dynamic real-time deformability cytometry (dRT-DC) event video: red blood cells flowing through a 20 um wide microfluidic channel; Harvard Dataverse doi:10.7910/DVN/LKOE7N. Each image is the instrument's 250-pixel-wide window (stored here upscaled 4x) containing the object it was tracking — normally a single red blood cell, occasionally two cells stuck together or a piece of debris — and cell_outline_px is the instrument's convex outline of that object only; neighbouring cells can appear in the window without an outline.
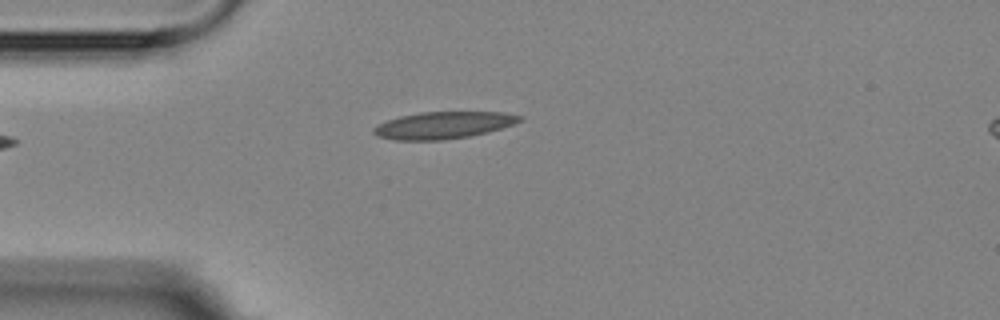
{"species": "Egyptian fruit bat (a non-hibernating species)", "species_latin": "Rousettus aegyptiacus", "temperature_condition": "room temperature", "stored_images_in_passage": 2, "camera_frame_rate_fps": 3000, "um_per_image_px": 0.085, "animal": {"sex": "female"}, "frame": {"image": 1, "passage_image": 2, "time_ms": 1.333, "image_size_px": [1000, 320], "cell_outline_px": [[524, 120], [488, 132], [468, 136], [444, 140], [396, 140], [376, 136], [372, 132], [372, 128], [376, 124], [400, 116], [420, 112], [504, 112], [524, 116]], "centroid_in_image_um": [37.67, 10.64], "position_along_channel_um": 47.3, "area_um2": 23.06}}